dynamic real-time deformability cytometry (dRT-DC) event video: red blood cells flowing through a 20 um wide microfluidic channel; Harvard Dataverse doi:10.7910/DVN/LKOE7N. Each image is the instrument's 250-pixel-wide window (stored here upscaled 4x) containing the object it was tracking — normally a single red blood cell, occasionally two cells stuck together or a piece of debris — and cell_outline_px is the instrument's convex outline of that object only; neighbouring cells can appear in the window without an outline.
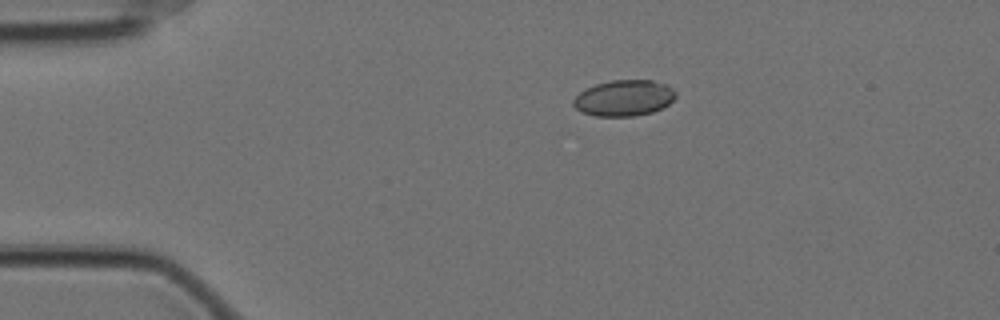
{"species": "Egyptian fruit bat (a non-hibernating species)", "species_latin": "Rousettus aegyptiacus", "temperature_condition": "cold", "stored_images_in_passage": 48, "camera_frame_rate_fps": 3000, "um_per_image_px": 0.085, "animal": {"sex": "female"}, "frame": {"image": 1, "passage_image": 1, "time_ms": 0.0, "image_size_px": [1000, 320], "cell_outline_px": [[676, 96], [668, 104], [652, 112], [632, 116], [596, 116], [580, 112], [572, 104], [572, 100], [580, 92], [596, 84], [612, 80], [652, 80], [668, 84], [676, 92]], "centroid_in_image_um": [53.04, 8.33], "position_along_channel_um": 32.0, "area_um2": 21.44}}
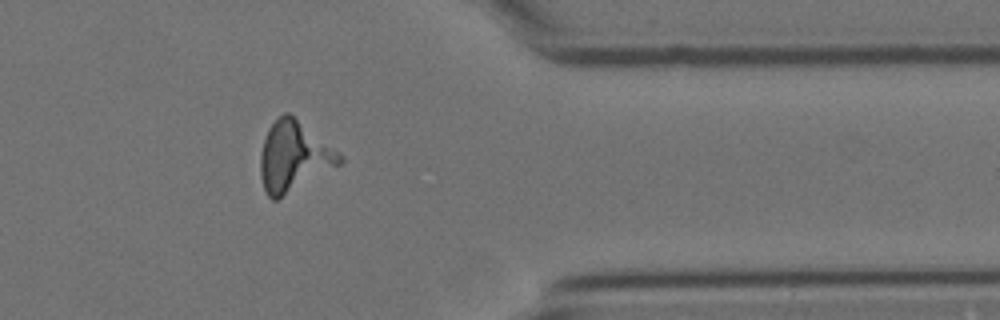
{"frame": {"image": 2, "passage_image": 37, "time_ms": 12.0, "image_size_px": [1000, 320], "cell_outline_px": [[344, 164], [276, 200], [272, 200], [268, 196], [264, 188], [260, 176], [260, 152], [268, 128], [284, 112], [288, 112], [340, 152], [344, 156]], "centroid_in_image_um": [25.0, 13.33], "position_along_channel_um": 386.4, "area_um2": 32.48}}
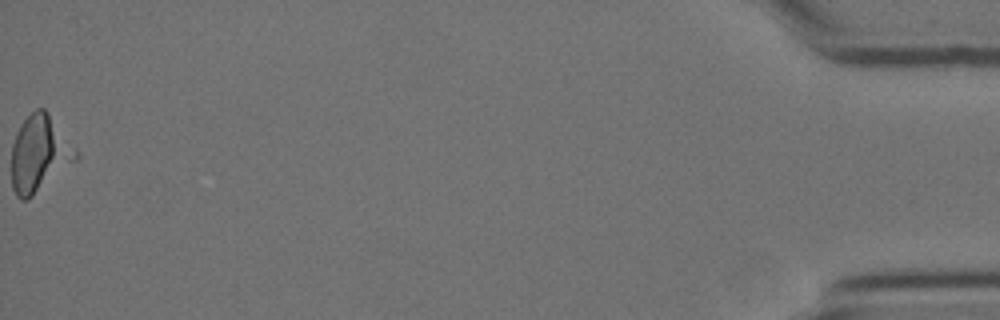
{"frame": {"image": 3, "passage_image": 48, "time_ms": 15.667, "image_size_px": [1000, 320], "cell_outline_px": [[52, 160], [32, 196], [28, 200], [20, 200], [16, 196], [12, 188], [12, 144], [20, 124], [36, 108], [44, 108], [48, 112], [52, 136]], "centroid_in_image_um": [2.66, 13.04], "position_along_channel_um": 432.5, "area_um2": 20.11}}